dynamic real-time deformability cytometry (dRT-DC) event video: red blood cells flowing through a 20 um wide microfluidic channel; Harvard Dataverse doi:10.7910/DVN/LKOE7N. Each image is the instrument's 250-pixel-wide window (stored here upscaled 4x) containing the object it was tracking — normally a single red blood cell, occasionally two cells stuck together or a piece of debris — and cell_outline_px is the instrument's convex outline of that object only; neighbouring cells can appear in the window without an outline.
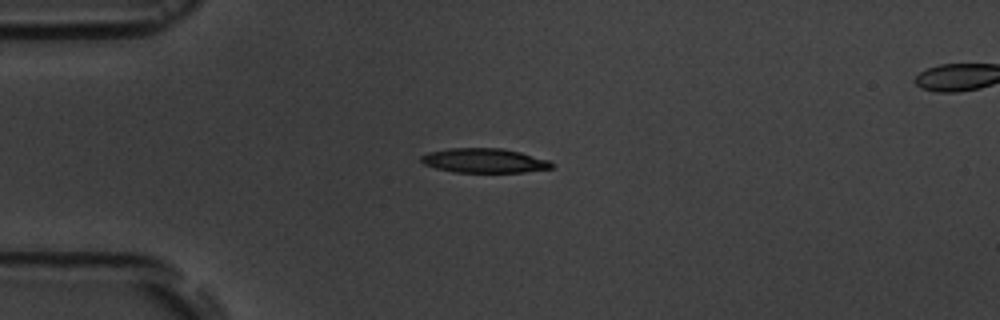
{"species": "common noctule bat (a hibernating species)", "species_latin": "Nyctalus noctula", "temperature_condition": "room temperature", "stored_images_in_passage": 6, "camera_frame_rate_fps": 3000, "um_per_image_px": 0.085, "animal": {"sex": "male", "body_mass_g": 19.5, "forearm_length_mm": 54.6}, "frame": {"image": 1, "passage_image": 3, "time_ms": 2.333, "image_size_px": [1000, 320], "cell_outline_px": [[552, 168], [524, 172], [456, 172], [436, 168], [424, 164], [420, 160], [420, 156], [428, 152], [448, 148], [504, 148], [520, 152], [548, 160], [552, 164]], "centroid_in_image_um": [41.13, 13.64], "position_along_channel_um": 43.9, "area_um2": 18.5}}
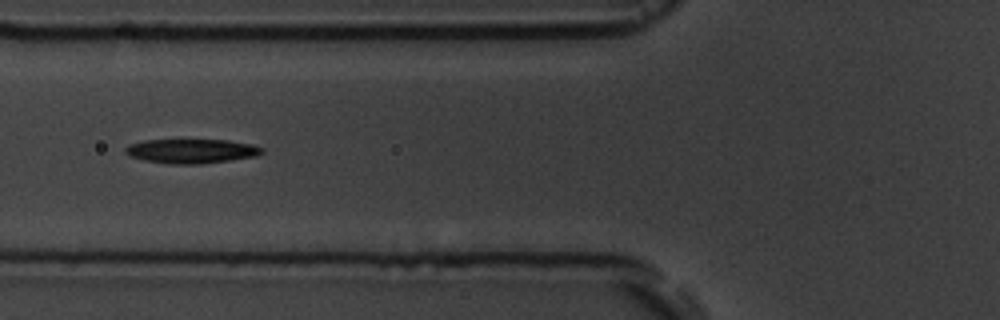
{"frame": {"image": 2, "passage_image": 5, "time_ms": 4.667, "image_size_px": [1000, 320], "cell_outline_px": [[264, 152], [256, 156], [200, 164], [172, 164], [144, 160], [128, 156], [124, 152], [124, 148], [128, 144], [144, 140], [228, 140], [252, 144], [264, 148]], "centroid_in_image_um": [16.24, 12.84], "position_along_channel_um": 109.6, "area_um2": 19.42}}
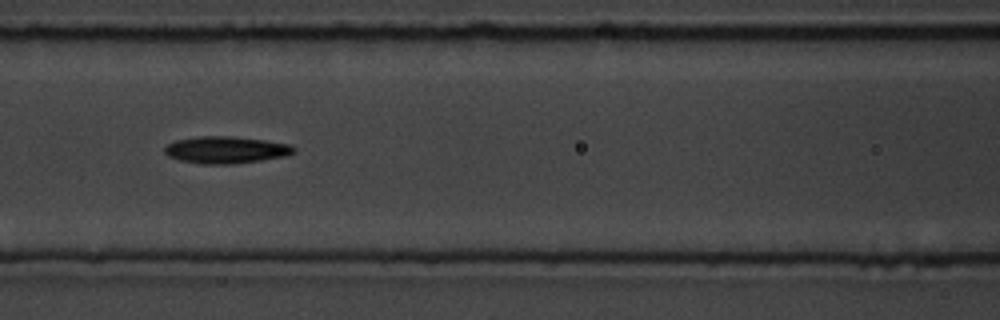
{"frame": {"image": 3, "passage_image": 6, "time_ms": 5.667, "image_size_px": [1000, 320], "cell_outline_px": [[296, 152], [288, 156], [232, 164], [204, 164], [180, 160], [168, 156], [164, 152], [164, 148], [168, 144], [176, 140], [200, 136], [232, 136], [264, 140], [288, 144], [296, 148]], "centroid_in_image_um": [19.22, 12.74], "position_along_channel_um": 147.4, "area_um2": 20.29}}